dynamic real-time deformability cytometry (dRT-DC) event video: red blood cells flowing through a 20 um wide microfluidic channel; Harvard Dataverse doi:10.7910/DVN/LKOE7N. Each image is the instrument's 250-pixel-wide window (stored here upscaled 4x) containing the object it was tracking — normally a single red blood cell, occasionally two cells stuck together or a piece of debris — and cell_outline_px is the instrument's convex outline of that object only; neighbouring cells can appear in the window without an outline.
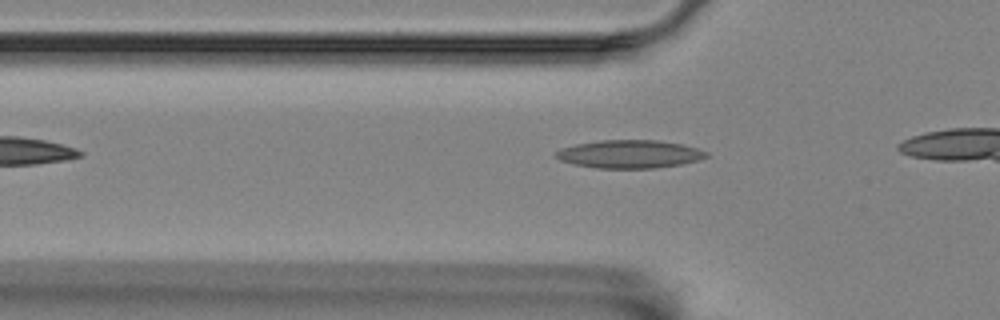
{"species": "Egyptian fruit bat (a non-hibernating species)", "species_latin": "Rousettus aegyptiacus", "temperature_condition": "room temperature", "stored_images_in_passage": 3, "camera_frame_rate_fps": 3000, "um_per_image_px": 0.085, "animal": {"sex": "female"}, "frame": {"image": 1, "passage_image": 3, "time_ms": 0.667, "image_size_px": [1000, 320], "cell_outline_px": [[708, 156], [700, 160], [680, 164], [652, 168], [596, 168], [576, 164], [560, 160], [556, 156], [556, 152], [560, 148], [576, 144], [600, 140], [660, 140], [680, 144], [696, 148], [708, 152]], "centroid_in_image_um": [53.52, 13.09], "position_along_channel_um": 72.3, "area_um2": 24.45}}